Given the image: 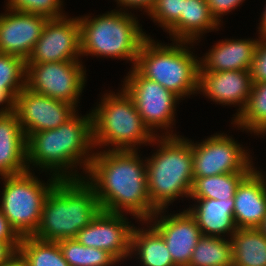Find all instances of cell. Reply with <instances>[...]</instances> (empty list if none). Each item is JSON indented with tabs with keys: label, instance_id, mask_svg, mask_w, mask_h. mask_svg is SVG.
<instances>
[{
	"label": "cell",
	"instance_id": "6da1fadb",
	"mask_svg": "<svg viewBox=\"0 0 266 266\" xmlns=\"http://www.w3.org/2000/svg\"><path fill=\"white\" fill-rule=\"evenodd\" d=\"M102 211L148 221L155 211L147 190L146 159L138 150H96L84 178Z\"/></svg>",
	"mask_w": 266,
	"mask_h": 266
},
{
	"label": "cell",
	"instance_id": "7a4b0ae2",
	"mask_svg": "<svg viewBox=\"0 0 266 266\" xmlns=\"http://www.w3.org/2000/svg\"><path fill=\"white\" fill-rule=\"evenodd\" d=\"M26 143L28 171L37 168L59 180L83 179L95 152L91 111L84 116L76 112L55 129L32 133Z\"/></svg>",
	"mask_w": 266,
	"mask_h": 266
},
{
	"label": "cell",
	"instance_id": "3957f363",
	"mask_svg": "<svg viewBox=\"0 0 266 266\" xmlns=\"http://www.w3.org/2000/svg\"><path fill=\"white\" fill-rule=\"evenodd\" d=\"M153 154L146 158L147 190L152 209H168L181 197L189 198L193 176L192 139L182 135L156 136ZM159 148V149H158Z\"/></svg>",
	"mask_w": 266,
	"mask_h": 266
},
{
	"label": "cell",
	"instance_id": "277c9868",
	"mask_svg": "<svg viewBox=\"0 0 266 266\" xmlns=\"http://www.w3.org/2000/svg\"><path fill=\"white\" fill-rule=\"evenodd\" d=\"M100 211L95 190L84 178L58 180L45 200L32 237L47 242L75 238Z\"/></svg>",
	"mask_w": 266,
	"mask_h": 266
},
{
	"label": "cell",
	"instance_id": "5b68a950",
	"mask_svg": "<svg viewBox=\"0 0 266 266\" xmlns=\"http://www.w3.org/2000/svg\"><path fill=\"white\" fill-rule=\"evenodd\" d=\"M133 13L113 9L103 14L78 16L81 58L84 56L123 59L135 67L143 42L150 37Z\"/></svg>",
	"mask_w": 266,
	"mask_h": 266
},
{
	"label": "cell",
	"instance_id": "8992f818",
	"mask_svg": "<svg viewBox=\"0 0 266 266\" xmlns=\"http://www.w3.org/2000/svg\"><path fill=\"white\" fill-rule=\"evenodd\" d=\"M171 43H160L151 36L148 37L138 52L134 68L143 77L158 82L181 100H185L198 92L200 57L195 56L194 50L191 51L197 43Z\"/></svg>",
	"mask_w": 266,
	"mask_h": 266
},
{
	"label": "cell",
	"instance_id": "52a82bcc",
	"mask_svg": "<svg viewBox=\"0 0 266 266\" xmlns=\"http://www.w3.org/2000/svg\"><path fill=\"white\" fill-rule=\"evenodd\" d=\"M108 92L91 108L95 150H139L141 145L151 146L156 136L144 124L132 98L122 87L119 92Z\"/></svg>",
	"mask_w": 266,
	"mask_h": 266
},
{
	"label": "cell",
	"instance_id": "ba28073f",
	"mask_svg": "<svg viewBox=\"0 0 266 266\" xmlns=\"http://www.w3.org/2000/svg\"><path fill=\"white\" fill-rule=\"evenodd\" d=\"M0 179L3 181L0 194L3 215L20 237L32 236L40 223L45 200L59 179L49 174L45 183L33 171Z\"/></svg>",
	"mask_w": 266,
	"mask_h": 266
},
{
	"label": "cell",
	"instance_id": "9c48e42d",
	"mask_svg": "<svg viewBox=\"0 0 266 266\" xmlns=\"http://www.w3.org/2000/svg\"><path fill=\"white\" fill-rule=\"evenodd\" d=\"M123 80L121 87L132 98L149 130L155 136H177L173 127L181 99L158 82L143 77L134 67Z\"/></svg>",
	"mask_w": 266,
	"mask_h": 266
},
{
	"label": "cell",
	"instance_id": "30bf717a",
	"mask_svg": "<svg viewBox=\"0 0 266 266\" xmlns=\"http://www.w3.org/2000/svg\"><path fill=\"white\" fill-rule=\"evenodd\" d=\"M192 150L194 177L251 172L255 168L250 150L224 132H216L201 142L193 140Z\"/></svg>",
	"mask_w": 266,
	"mask_h": 266
},
{
	"label": "cell",
	"instance_id": "8fae6325",
	"mask_svg": "<svg viewBox=\"0 0 266 266\" xmlns=\"http://www.w3.org/2000/svg\"><path fill=\"white\" fill-rule=\"evenodd\" d=\"M82 61L26 64V87L78 109L87 76Z\"/></svg>",
	"mask_w": 266,
	"mask_h": 266
},
{
	"label": "cell",
	"instance_id": "7c38bea8",
	"mask_svg": "<svg viewBox=\"0 0 266 266\" xmlns=\"http://www.w3.org/2000/svg\"><path fill=\"white\" fill-rule=\"evenodd\" d=\"M80 57L79 19L66 15L47 20L26 64L82 61Z\"/></svg>",
	"mask_w": 266,
	"mask_h": 266
},
{
	"label": "cell",
	"instance_id": "4fadbf2b",
	"mask_svg": "<svg viewBox=\"0 0 266 266\" xmlns=\"http://www.w3.org/2000/svg\"><path fill=\"white\" fill-rule=\"evenodd\" d=\"M134 226L135 224H131L126 214L101 210L87 226L77 233L74 239L85 247L109 252L122 264L130 258L131 234Z\"/></svg>",
	"mask_w": 266,
	"mask_h": 266
},
{
	"label": "cell",
	"instance_id": "5bb4252c",
	"mask_svg": "<svg viewBox=\"0 0 266 266\" xmlns=\"http://www.w3.org/2000/svg\"><path fill=\"white\" fill-rule=\"evenodd\" d=\"M77 111L70 103L38 94L26 86L16 97L15 113L26 138L59 127Z\"/></svg>",
	"mask_w": 266,
	"mask_h": 266
},
{
	"label": "cell",
	"instance_id": "9a60e30c",
	"mask_svg": "<svg viewBox=\"0 0 266 266\" xmlns=\"http://www.w3.org/2000/svg\"><path fill=\"white\" fill-rule=\"evenodd\" d=\"M167 212V214H166ZM157 210L148 220L162 236L176 266H189L193 251L202 236L195 218L187 211L168 213Z\"/></svg>",
	"mask_w": 266,
	"mask_h": 266
},
{
	"label": "cell",
	"instance_id": "2e32d148",
	"mask_svg": "<svg viewBox=\"0 0 266 266\" xmlns=\"http://www.w3.org/2000/svg\"><path fill=\"white\" fill-rule=\"evenodd\" d=\"M250 70L204 71L199 68L197 94H203L215 104L237 107L233 121L245 108L252 90ZM235 116V117H234Z\"/></svg>",
	"mask_w": 266,
	"mask_h": 266
},
{
	"label": "cell",
	"instance_id": "e0dca14e",
	"mask_svg": "<svg viewBox=\"0 0 266 266\" xmlns=\"http://www.w3.org/2000/svg\"><path fill=\"white\" fill-rule=\"evenodd\" d=\"M0 13V52L23 58L30 56L48 18L5 8Z\"/></svg>",
	"mask_w": 266,
	"mask_h": 266
},
{
	"label": "cell",
	"instance_id": "ac0fdd59",
	"mask_svg": "<svg viewBox=\"0 0 266 266\" xmlns=\"http://www.w3.org/2000/svg\"><path fill=\"white\" fill-rule=\"evenodd\" d=\"M237 228H260L266 216V178L255 168L240 182L234 195Z\"/></svg>",
	"mask_w": 266,
	"mask_h": 266
},
{
	"label": "cell",
	"instance_id": "d6986e66",
	"mask_svg": "<svg viewBox=\"0 0 266 266\" xmlns=\"http://www.w3.org/2000/svg\"><path fill=\"white\" fill-rule=\"evenodd\" d=\"M259 37L217 41L200 57V67L204 71L250 70Z\"/></svg>",
	"mask_w": 266,
	"mask_h": 266
},
{
	"label": "cell",
	"instance_id": "ffe728a7",
	"mask_svg": "<svg viewBox=\"0 0 266 266\" xmlns=\"http://www.w3.org/2000/svg\"><path fill=\"white\" fill-rule=\"evenodd\" d=\"M26 142L16 113L0 114V176L28 171Z\"/></svg>",
	"mask_w": 266,
	"mask_h": 266
},
{
	"label": "cell",
	"instance_id": "44dd1931",
	"mask_svg": "<svg viewBox=\"0 0 266 266\" xmlns=\"http://www.w3.org/2000/svg\"><path fill=\"white\" fill-rule=\"evenodd\" d=\"M195 203L186 208L195 218L202 235L230 239L237 230L234 223V198H191Z\"/></svg>",
	"mask_w": 266,
	"mask_h": 266
},
{
	"label": "cell",
	"instance_id": "7402d4cb",
	"mask_svg": "<svg viewBox=\"0 0 266 266\" xmlns=\"http://www.w3.org/2000/svg\"><path fill=\"white\" fill-rule=\"evenodd\" d=\"M221 26L211 15L207 0H184L179 22L168 33L171 41L199 43L203 34L218 31Z\"/></svg>",
	"mask_w": 266,
	"mask_h": 266
},
{
	"label": "cell",
	"instance_id": "603a6c76",
	"mask_svg": "<svg viewBox=\"0 0 266 266\" xmlns=\"http://www.w3.org/2000/svg\"><path fill=\"white\" fill-rule=\"evenodd\" d=\"M139 223L147 228L133 227L130 259L138 260L141 266H176L161 234L148 221Z\"/></svg>",
	"mask_w": 266,
	"mask_h": 266
},
{
	"label": "cell",
	"instance_id": "cb8c5ba5",
	"mask_svg": "<svg viewBox=\"0 0 266 266\" xmlns=\"http://www.w3.org/2000/svg\"><path fill=\"white\" fill-rule=\"evenodd\" d=\"M26 86V61L0 52V114L16 111V97Z\"/></svg>",
	"mask_w": 266,
	"mask_h": 266
},
{
	"label": "cell",
	"instance_id": "d4e9b609",
	"mask_svg": "<svg viewBox=\"0 0 266 266\" xmlns=\"http://www.w3.org/2000/svg\"><path fill=\"white\" fill-rule=\"evenodd\" d=\"M230 240L233 266H266V236L260 228H237Z\"/></svg>",
	"mask_w": 266,
	"mask_h": 266
},
{
	"label": "cell",
	"instance_id": "484cf974",
	"mask_svg": "<svg viewBox=\"0 0 266 266\" xmlns=\"http://www.w3.org/2000/svg\"><path fill=\"white\" fill-rule=\"evenodd\" d=\"M238 130L266 136V82L253 83L249 100L243 111L231 122ZM260 135V136H259Z\"/></svg>",
	"mask_w": 266,
	"mask_h": 266
},
{
	"label": "cell",
	"instance_id": "4316f807",
	"mask_svg": "<svg viewBox=\"0 0 266 266\" xmlns=\"http://www.w3.org/2000/svg\"><path fill=\"white\" fill-rule=\"evenodd\" d=\"M250 172L194 177L190 198L224 200L234 198L237 186Z\"/></svg>",
	"mask_w": 266,
	"mask_h": 266
},
{
	"label": "cell",
	"instance_id": "83f0119b",
	"mask_svg": "<svg viewBox=\"0 0 266 266\" xmlns=\"http://www.w3.org/2000/svg\"><path fill=\"white\" fill-rule=\"evenodd\" d=\"M189 266H233L231 240L202 235L193 251Z\"/></svg>",
	"mask_w": 266,
	"mask_h": 266
},
{
	"label": "cell",
	"instance_id": "f1b7e54d",
	"mask_svg": "<svg viewBox=\"0 0 266 266\" xmlns=\"http://www.w3.org/2000/svg\"><path fill=\"white\" fill-rule=\"evenodd\" d=\"M18 253L28 266H69L58 242L38 240L32 236L21 237Z\"/></svg>",
	"mask_w": 266,
	"mask_h": 266
},
{
	"label": "cell",
	"instance_id": "f546056e",
	"mask_svg": "<svg viewBox=\"0 0 266 266\" xmlns=\"http://www.w3.org/2000/svg\"><path fill=\"white\" fill-rule=\"evenodd\" d=\"M58 244L69 266H116L120 263L109 252L85 247L74 238L60 240Z\"/></svg>",
	"mask_w": 266,
	"mask_h": 266
},
{
	"label": "cell",
	"instance_id": "4dcf8cb0",
	"mask_svg": "<svg viewBox=\"0 0 266 266\" xmlns=\"http://www.w3.org/2000/svg\"><path fill=\"white\" fill-rule=\"evenodd\" d=\"M5 7L14 11L42 15L57 19L67 15L63 11V0H6Z\"/></svg>",
	"mask_w": 266,
	"mask_h": 266
},
{
	"label": "cell",
	"instance_id": "1f68e13d",
	"mask_svg": "<svg viewBox=\"0 0 266 266\" xmlns=\"http://www.w3.org/2000/svg\"><path fill=\"white\" fill-rule=\"evenodd\" d=\"M184 0H156L153 9L147 15L158 24L165 32H168L179 22L183 12Z\"/></svg>",
	"mask_w": 266,
	"mask_h": 266
},
{
	"label": "cell",
	"instance_id": "d6a6232c",
	"mask_svg": "<svg viewBox=\"0 0 266 266\" xmlns=\"http://www.w3.org/2000/svg\"><path fill=\"white\" fill-rule=\"evenodd\" d=\"M250 73L253 83L266 82V36L259 37Z\"/></svg>",
	"mask_w": 266,
	"mask_h": 266
},
{
	"label": "cell",
	"instance_id": "836d02e7",
	"mask_svg": "<svg viewBox=\"0 0 266 266\" xmlns=\"http://www.w3.org/2000/svg\"><path fill=\"white\" fill-rule=\"evenodd\" d=\"M244 1L245 0H207V5L211 15L221 25L223 23V16L242 5Z\"/></svg>",
	"mask_w": 266,
	"mask_h": 266
},
{
	"label": "cell",
	"instance_id": "e575fe53",
	"mask_svg": "<svg viewBox=\"0 0 266 266\" xmlns=\"http://www.w3.org/2000/svg\"><path fill=\"white\" fill-rule=\"evenodd\" d=\"M115 1L117 3V7L118 8L120 7V9L117 8V10H122L124 12H129L130 9L131 11L143 10L147 15L153 9L156 2V0H115Z\"/></svg>",
	"mask_w": 266,
	"mask_h": 266
},
{
	"label": "cell",
	"instance_id": "d590c367",
	"mask_svg": "<svg viewBox=\"0 0 266 266\" xmlns=\"http://www.w3.org/2000/svg\"><path fill=\"white\" fill-rule=\"evenodd\" d=\"M0 241L2 242H20L21 237L11 227L0 208Z\"/></svg>",
	"mask_w": 266,
	"mask_h": 266
},
{
	"label": "cell",
	"instance_id": "8d00e7d4",
	"mask_svg": "<svg viewBox=\"0 0 266 266\" xmlns=\"http://www.w3.org/2000/svg\"><path fill=\"white\" fill-rule=\"evenodd\" d=\"M20 242H2L0 241V266L8 263L18 254Z\"/></svg>",
	"mask_w": 266,
	"mask_h": 266
},
{
	"label": "cell",
	"instance_id": "74e56055",
	"mask_svg": "<svg viewBox=\"0 0 266 266\" xmlns=\"http://www.w3.org/2000/svg\"><path fill=\"white\" fill-rule=\"evenodd\" d=\"M257 32L260 36H266V4L264 6Z\"/></svg>",
	"mask_w": 266,
	"mask_h": 266
},
{
	"label": "cell",
	"instance_id": "f35d334b",
	"mask_svg": "<svg viewBox=\"0 0 266 266\" xmlns=\"http://www.w3.org/2000/svg\"><path fill=\"white\" fill-rule=\"evenodd\" d=\"M1 266H28L26 261L18 253L8 263Z\"/></svg>",
	"mask_w": 266,
	"mask_h": 266
},
{
	"label": "cell",
	"instance_id": "ab89813d",
	"mask_svg": "<svg viewBox=\"0 0 266 266\" xmlns=\"http://www.w3.org/2000/svg\"><path fill=\"white\" fill-rule=\"evenodd\" d=\"M260 229L266 236V216H265L264 222H263L262 226L260 227Z\"/></svg>",
	"mask_w": 266,
	"mask_h": 266
}]
</instances>
